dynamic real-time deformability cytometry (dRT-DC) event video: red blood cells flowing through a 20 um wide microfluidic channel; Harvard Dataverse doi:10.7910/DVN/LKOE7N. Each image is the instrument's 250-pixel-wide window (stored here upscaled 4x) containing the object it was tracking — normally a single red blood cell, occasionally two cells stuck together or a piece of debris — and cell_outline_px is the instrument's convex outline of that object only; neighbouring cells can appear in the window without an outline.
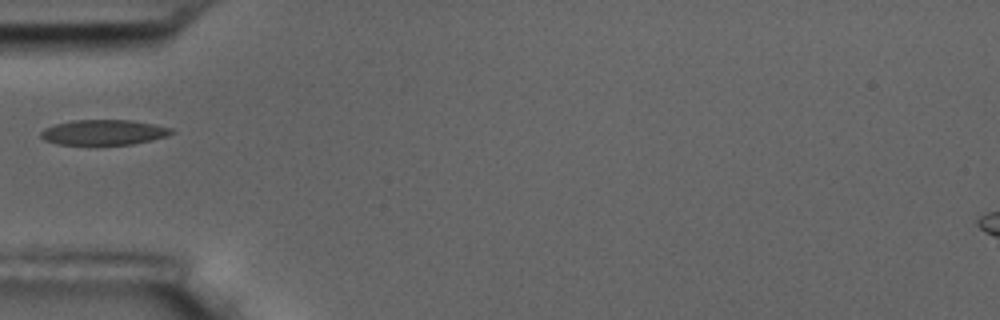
{"species": "common noctule bat (a hibernating species)", "species_latin": "Nyctalus noctula", "temperature_condition": "room temperature", "stored_images_in_passage": 1, "camera_frame_rate_fps": 3000, "um_per_image_px": 0.085, "animal": {"sex": "male", "body_mass_g": 17.5, "forearm_length_mm": 52.3}, "frame": {"image": 1, "passage_image": 1, "time_ms": 0.0, "image_size_px": [1000, 320], "cell_outline_px": [[176, 132], [168, 136], [152, 140], [132, 144], [56, 144], [44, 140], [40, 136], [40, 132], [44, 128], [56, 124], [72, 120], [132, 120], [172, 128]], "centroid_in_image_um": [8.83, 11.24], "position_along_channel_um": 76.2, "area_um2": 19.19}}